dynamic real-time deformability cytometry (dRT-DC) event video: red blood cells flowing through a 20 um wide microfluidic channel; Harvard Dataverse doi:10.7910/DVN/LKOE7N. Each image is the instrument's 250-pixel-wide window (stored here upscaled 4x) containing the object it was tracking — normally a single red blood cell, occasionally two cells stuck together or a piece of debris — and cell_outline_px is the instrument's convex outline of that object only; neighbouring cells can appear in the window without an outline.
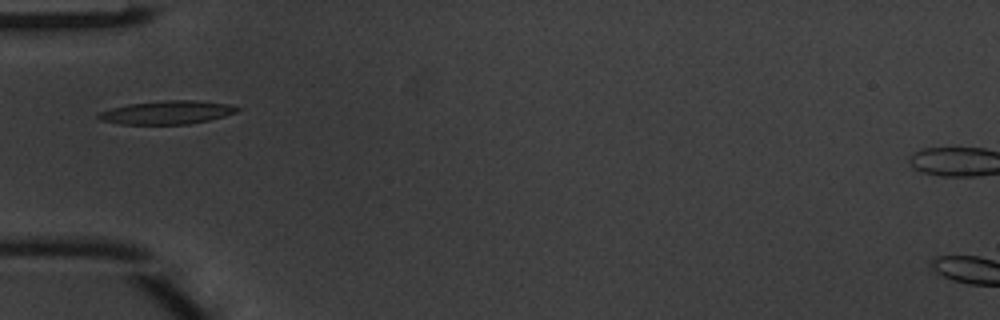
{"species": "common noctule bat (a hibernating species)", "species_latin": "Nyctalus noctula", "temperature_condition": "warm", "stored_images_in_passage": 4, "camera_frame_rate_fps": 3000, "um_per_image_px": 0.085, "animal": {"sex": "male", "body_mass_g": 20.1, "forearm_length_mm": 53.5}, "frame": {"image": 1, "passage_image": 3, "time_ms": 0.667, "image_size_px": [1000, 320], "cell_outline_px": [[244, 108], [236, 112], [224, 116], [208, 120], [188, 124], [120, 124], [100, 120], [96, 116], [100, 112], [112, 108], [128, 104], [164, 100], [196, 100], [228, 104]], "centroid_in_image_um": [14.21, 9.55], "position_along_channel_um": 70.8, "area_um2": 18.9}}